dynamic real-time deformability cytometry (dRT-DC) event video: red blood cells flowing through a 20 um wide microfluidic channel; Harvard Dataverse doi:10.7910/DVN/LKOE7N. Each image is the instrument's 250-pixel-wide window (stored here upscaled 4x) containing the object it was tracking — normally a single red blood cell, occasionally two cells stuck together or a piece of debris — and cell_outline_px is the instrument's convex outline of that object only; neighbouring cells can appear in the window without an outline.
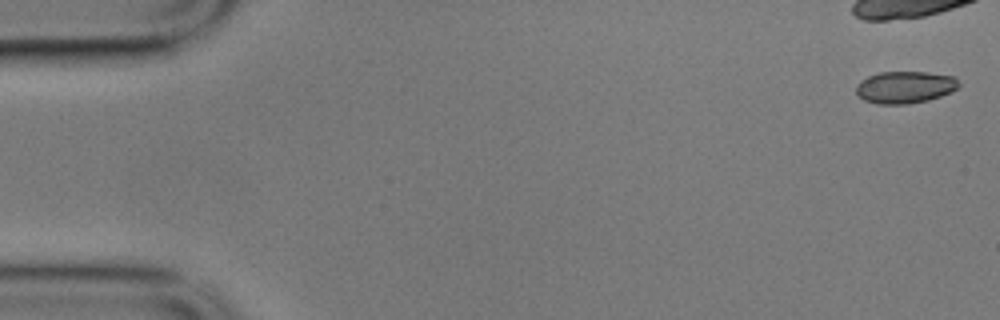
{"species": "common noctule bat (a hibernating species)", "species_latin": "Nyctalus noctula", "temperature_condition": "cold", "stored_images_in_passage": 8, "camera_frame_rate_fps": 3000, "um_per_image_px": 0.085, "animal": {"sex": "male", "body_mass_g": 17.9}, "frame": {"image": 1, "passage_image": 1, "time_ms": 0.0, "image_size_px": [1000, 320], "cell_outline_px": [[960, 84], [952, 92], [928, 100], [908, 104], [876, 104], [864, 100], [856, 92], [856, 84], [860, 80], [868, 76], [880, 72], [928, 72], [956, 76]], "centroid_in_image_um": [76.93, 7.41], "position_along_channel_um": 8.1, "area_um2": 19.36}}